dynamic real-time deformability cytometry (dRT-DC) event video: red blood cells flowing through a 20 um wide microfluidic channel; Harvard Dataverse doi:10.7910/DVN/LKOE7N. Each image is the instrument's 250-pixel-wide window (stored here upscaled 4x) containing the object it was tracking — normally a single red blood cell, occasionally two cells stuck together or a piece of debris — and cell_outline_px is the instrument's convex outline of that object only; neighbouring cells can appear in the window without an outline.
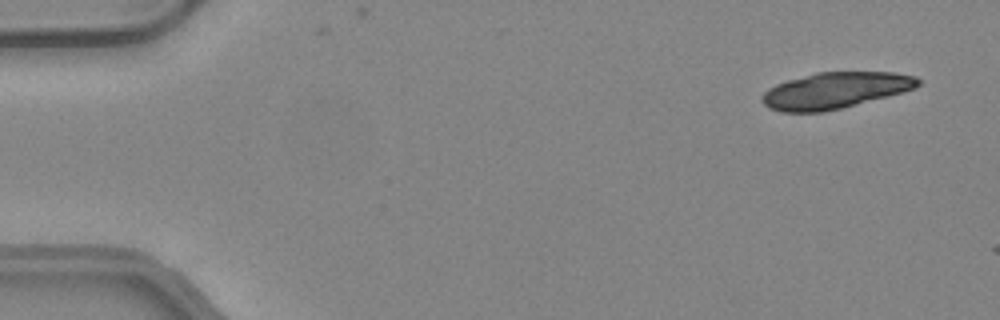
{"species": "common noctule bat (a hibernating species)", "species_latin": "Nyctalus noctula", "temperature_condition": "warm", "stored_images_in_passage": 5, "camera_frame_rate_fps": 3000, "um_per_image_px": 0.085, "animal": {"sex": "female", "body_mass_g": 24.6, "forearm_length_mm": 56.2}, "frame": {"image": 1, "passage_image": 3, "time_ms": 0.667, "image_size_px": [1000, 320], "cell_outline_px": [[920, 84], [916, 88], [904, 92], [824, 112], [780, 112], [768, 108], [760, 100], [760, 96], [768, 88], [776, 84], [788, 80], [816, 72], [892, 72], [916, 76], [920, 80]], "centroid_in_image_um": [70.96, 7.69], "position_along_channel_um": 14.0, "area_um2": 33.0}}